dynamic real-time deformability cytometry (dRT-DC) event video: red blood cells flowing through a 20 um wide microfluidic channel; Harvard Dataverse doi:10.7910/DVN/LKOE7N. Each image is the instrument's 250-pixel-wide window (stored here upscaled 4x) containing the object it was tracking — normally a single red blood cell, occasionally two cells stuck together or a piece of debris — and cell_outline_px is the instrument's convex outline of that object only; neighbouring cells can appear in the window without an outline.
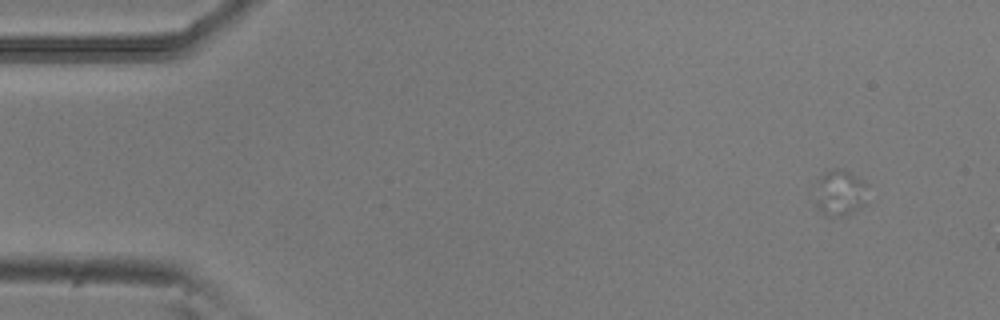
{"species": "common noctule bat (a hibernating species)", "species_latin": "Nyctalus noctula", "temperature_condition": "room temperature", "stored_images_in_passage": 5, "camera_frame_rate_fps": 3000, "um_per_image_px": 0.085, "animal": {"sex": "male", "body_mass_g": 20.5, "forearm_length_mm": 52.5}, "frame": {"image": 1, "passage_image": 1, "time_ms": 0.0, "image_size_px": [1000, 320], "cell_outline_px": [[868, 184], [864, 204], [852, 212], [844, 216], [832, 220], [816, 204], [820, 176], [824, 172], [836, 168], [844, 168]], "centroid_in_image_um": [71.44, 16.39], "position_along_channel_um": 13.6, "area_um2": 13.93}}